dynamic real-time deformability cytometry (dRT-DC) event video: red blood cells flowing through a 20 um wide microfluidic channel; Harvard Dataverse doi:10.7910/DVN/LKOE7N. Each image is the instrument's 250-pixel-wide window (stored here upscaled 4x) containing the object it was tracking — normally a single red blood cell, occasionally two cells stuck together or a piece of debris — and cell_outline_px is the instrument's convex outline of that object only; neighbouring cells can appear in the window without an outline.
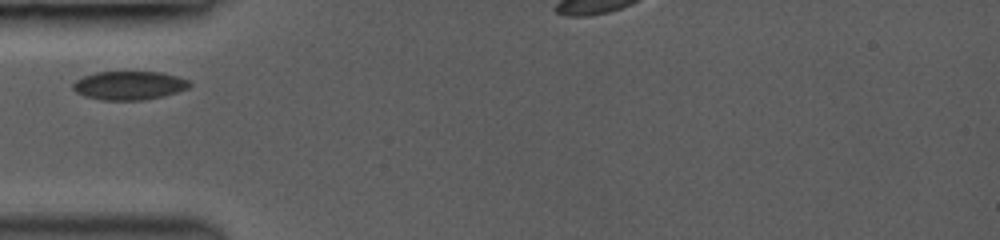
{"species": "common noctule bat (a hibernating species)", "species_latin": "Nyctalus noctula", "temperature_condition": "room temperature", "stored_images_in_passage": 2, "segment_of_instrument_passage": [1, 2], "camera_frame_rate_fps": 3000, "um_per_image_px": 0.085, "animal": {"sex": "female", "body_mass_g": 19.0, "forearm_length_mm": 53.3}, "frame": {"image": 1, "passage_image": 1, "time_ms": 0.0, "image_size_px": [1000, 240], "cell_outline_px": [[192, 84], [188, 88], [164, 96], [144, 100], [104, 100], [84, 96], [76, 92], [72, 88], [72, 84], [76, 80], [84, 76], [96, 72], [160, 72], [176, 76], [188, 80]], "centroid_in_image_um": [10.97, 7.27], "position_along_channel_um": 74.0, "area_um2": 19.42}}